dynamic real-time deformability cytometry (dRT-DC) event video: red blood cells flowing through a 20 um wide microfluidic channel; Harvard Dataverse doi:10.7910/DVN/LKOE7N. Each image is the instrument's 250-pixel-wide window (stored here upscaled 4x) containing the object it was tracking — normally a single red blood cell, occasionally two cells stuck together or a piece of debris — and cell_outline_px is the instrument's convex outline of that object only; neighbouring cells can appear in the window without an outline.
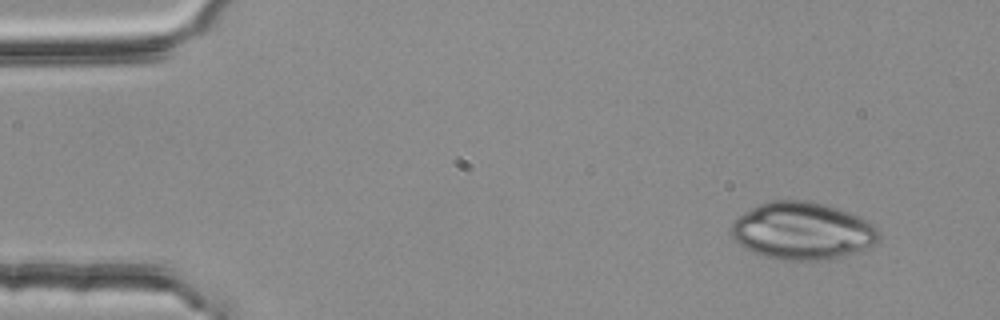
{"species": "common noctule bat (a hibernating species)", "species_latin": "Nyctalus noctula", "temperature_condition": "room temperature", "stored_images_in_passage": 3, "camera_frame_rate_fps": 3000, "um_per_image_px": 0.085, "animal": {"sex": "female", "body_mass_g": 25.1}, "frame": {"image": 1, "passage_image": 1, "time_ms": 0.0, "image_size_px": [1000, 320], "cell_outline_px": [[880, 236], [872, 244], [856, 252], [824, 260], [784, 260], [764, 256], [744, 248], [732, 236], [732, 220], [752, 208], [760, 204], [772, 200], [808, 200], [836, 208], [860, 216], [868, 220], [880, 232]], "centroid_in_image_um": [68.19, 19.62], "position_along_channel_um": 16.8, "area_um2": 48.96}}